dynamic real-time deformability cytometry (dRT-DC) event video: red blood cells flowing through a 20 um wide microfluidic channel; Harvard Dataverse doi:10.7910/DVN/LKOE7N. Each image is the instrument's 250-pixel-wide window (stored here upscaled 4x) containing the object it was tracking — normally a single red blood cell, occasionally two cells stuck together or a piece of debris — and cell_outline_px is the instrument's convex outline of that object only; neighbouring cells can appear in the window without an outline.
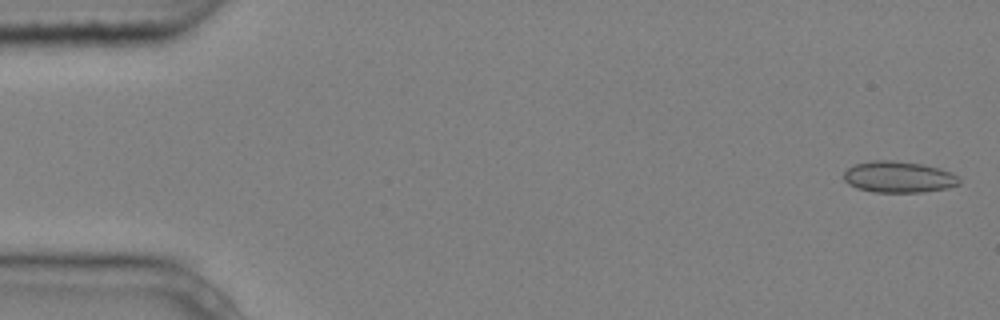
{"species": "common noctule bat (a hibernating species)", "species_latin": "Nyctalus noctula", "temperature_condition": "cold", "stored_images_in_passage": 5, "camera_frame_rate_fps": 3000, "um_per_image_px": 0.085, "animal": {"sex": "male", "body_mass_g": 20.4}, "frame": {"image": 1, "passage_image": 1, "time_ms": 0.0, "image_size_px": [1000, 320], "cell_outline_px": [[960, 184], [948, 188], [920, 192], [872, 192], [856, 188], [848, 184], [844, 180], [844, 172], [848, 168], [856, 164], [872, 160], [892, 160], [920, 164], [940, 168], [952, 172], [960, 180]], "centroid_in_image_um": [76.37, 15.05], "position_along_channel_um": 8.6, "area_um2": 21.1}}
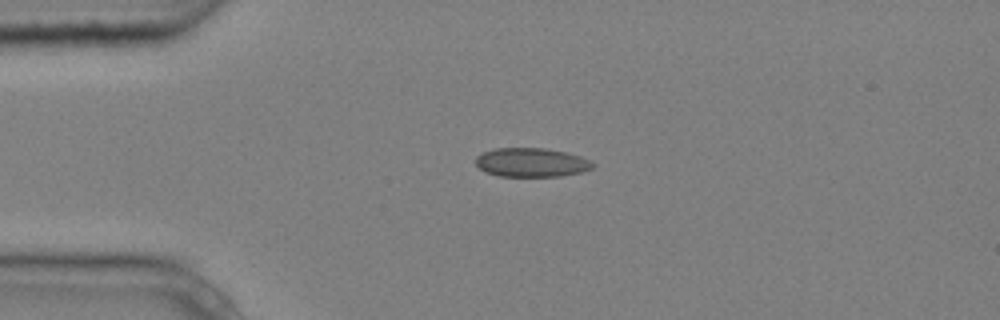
{"frame": {"image": 2, "passage_image": 4, "time_ms": 1.0, "image_size_px": [1000, 320], "cell_outline_px": [[596, 164], [592, 168], [580, 172], [560, 176], [500, 176], [484, 172], [476, 164], [476, 156], [484, 152], [496, 148], [544, 148], [564, 152], [580, 156]], "centroid_in_image_um": [45.15, 13.81], "position_along_channel_um": 39.8, "area_um2": 19.59}}